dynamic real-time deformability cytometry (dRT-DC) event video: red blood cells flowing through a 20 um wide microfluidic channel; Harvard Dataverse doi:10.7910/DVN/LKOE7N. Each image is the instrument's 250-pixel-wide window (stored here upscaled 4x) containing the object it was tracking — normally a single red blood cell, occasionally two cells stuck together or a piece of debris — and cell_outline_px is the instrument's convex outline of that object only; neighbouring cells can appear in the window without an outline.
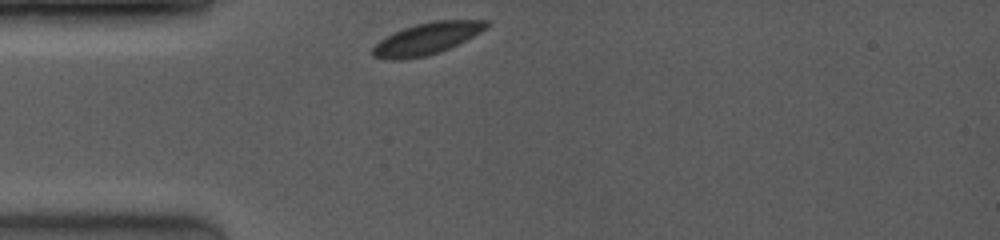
{"species": "common noctule bat (a hibernating species)", "species_latin": "Nyctalus noctula", "temperature_condition": "room temperature", "stored_images_in_passage": 25, "camera_frame_rate_fps": 4000, "um_per_image_px": 0.085, "animal": {"sex": "female", "body_mass_g": 19.0, "forearm_length_mm": 53.3}, "frame": {"image": 1, "passage_image": 1, "time_ms": 0.0, "image_size_px": [1000, 240], "cell_outline_px": [[488, 24], [480, 32], [440, 52], [428, 56], [400, 60], [392, 60], [372, 56], [372, 48], [380, 40], [404, 28], [416, 24], [436, 20], [488, 20]], "centroid_in_image_um": [36.25, 3.29], "position_along_channel_um": 48.8, "area_um2": 20.63}}
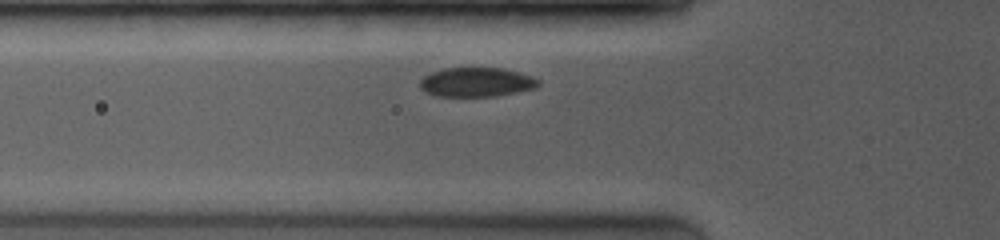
{"frame": {"image": 2, "passage_image": 6, "time_ms": 1.25, "image_size_px": [1000, 240], "cell_outline_px": [[540, 84], [536, 88], [496, 96], [436, 96], [424, 92], [420, 88], [420, 80], [424, 76], [432, 72], [444, 68], [500, 68], [516, 72], [540, 80]], "centroid_in_image_um": [40.46, 6.99], "position_along_channel_um": 85.3, "area_um2": 20.06}}